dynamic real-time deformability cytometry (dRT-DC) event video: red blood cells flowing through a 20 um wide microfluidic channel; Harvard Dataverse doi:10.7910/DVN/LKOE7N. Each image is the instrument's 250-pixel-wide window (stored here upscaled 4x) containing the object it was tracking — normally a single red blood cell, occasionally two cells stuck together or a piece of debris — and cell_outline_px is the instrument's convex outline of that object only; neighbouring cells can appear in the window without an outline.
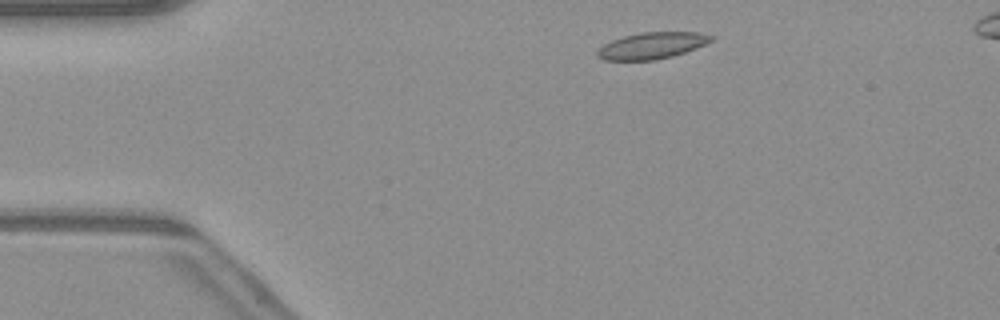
{"species": "common noctule bat (a hibernating species)", "species_latin": "Nyctalus noctula", "temperature_condition": "warm", "stored_images_in_passage": 45, "camera_frame_rate_fps": 3000, "um_per_image_px": 0.085, "animal": {"sex": "male", "body_mass_g": 23.1, "forearm_length_mm": 52.7}, "frame": {"image": 1, "passage_image": 3, "time_ms": 0.667, "image_size_px": [1000, 320], "cell_outline_px": [[716, 36], [712, 40], [696, 48], [672, 56], [656, 60], [604, 60], [596, 56], [596, 52], [604, 44], [612, 40], [624, 36], [640, 32], [696, 32]], "centroid_in_image_um": [55.4, 3.87], "position_along_channel_um": 29.6, "area_um2": 17.51}}
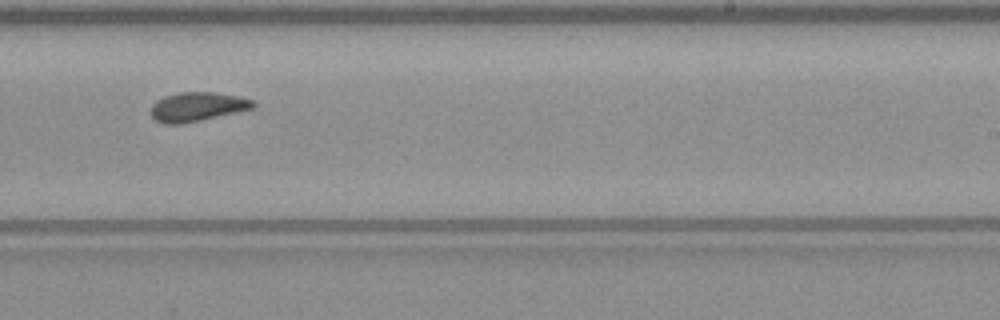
{"frame": {"image": 2, "passage_image": 25, "time_ms": 8.0, "image_size_px": [1000, 320], "cell_outline_px": [[256, 108], [200, 120], [180, 124], [164, 124], [156, 120], [152, 116], [152, 104], [156, 100], [164, 96], [180, 92], [212, 92], [240, 96], [252, 100], [256, 104]], "centroid_in_image_um": [16.79, 9.07], "position_along_channel_um": 272.2, "area_um2": 17.34}}
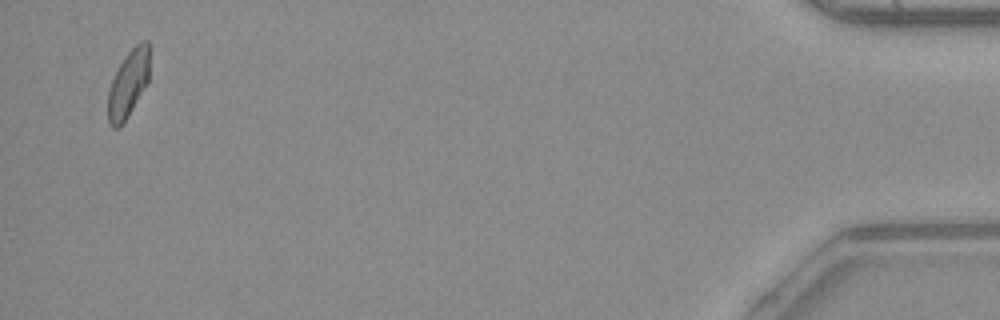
{"frame": {"image": 3, "passage_image": 43, "time_ms": 14.0, "image_size_px": [1000, 320], "cell_outline_px": [[148, 80], [128, 116], [120, 128], [112, 128], [108, 124], [108, 92], [112, 80], [120, 64], [128, 52], [140, 40], [148, 40]], "centroid_in_image_um": [10.88, 7.15], "position_along_channel_um": 424.3, "area_um2": 15.95}}